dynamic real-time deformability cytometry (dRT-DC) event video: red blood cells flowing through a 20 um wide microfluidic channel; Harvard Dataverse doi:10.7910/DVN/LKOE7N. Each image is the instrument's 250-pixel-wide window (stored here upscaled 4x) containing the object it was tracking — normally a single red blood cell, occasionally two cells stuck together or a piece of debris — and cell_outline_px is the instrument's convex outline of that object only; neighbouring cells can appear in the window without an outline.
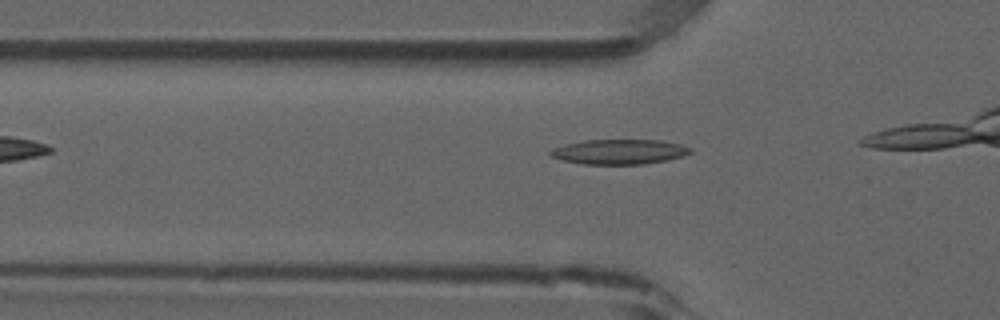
{"species": "common noctule bat (a hibernating species)", "species_latin": "Nyctalus noctula", "temperature_condition": "room temperature", "stored_images_in_passage": 5, "camera_frame_rate_fps": 3000, "um_per_image_px": 0.085, "animal": {"sex": "male", "forearm_length_mm": 52.5}, "frame": {"image": 1, "passage_image": 2, "time_ms": 0.333, "image_size_px": [1000, 320], "cell_outline_px": [[692, 152], [668, 160], [644, 164], [584, 164], [564, 160], [552, 156], [548, 152], [552, 148], [564, 144], [584, 140], [660, 140], [680, 144], [692, 148]], "centroid_in_image_um": [52.63, 12.89], "position_along_channel_um": 73.2, "area_um2": 20.23}}